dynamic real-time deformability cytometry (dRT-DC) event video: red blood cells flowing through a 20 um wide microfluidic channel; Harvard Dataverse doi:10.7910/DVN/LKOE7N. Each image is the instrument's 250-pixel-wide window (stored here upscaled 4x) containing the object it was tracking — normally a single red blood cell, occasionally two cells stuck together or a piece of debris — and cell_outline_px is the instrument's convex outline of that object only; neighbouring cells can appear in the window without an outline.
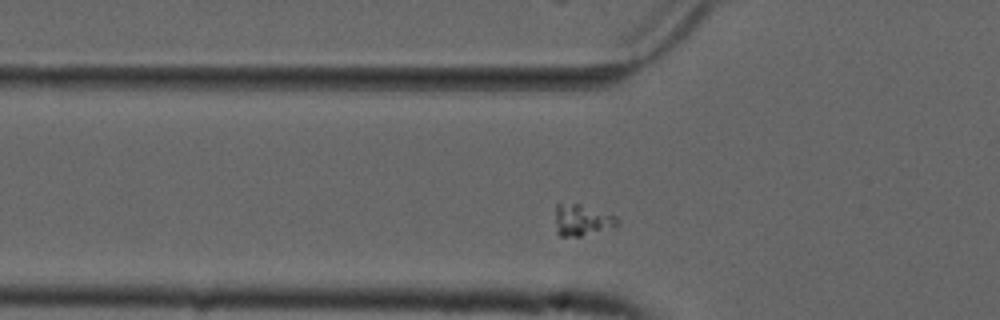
{"species": "common noctule bat (a hibernating species)", "species_latin": "Nyctalus noctula", "temperature_condition": "cold", "stored_images_in_passage": 44, "camera_frame_rate_fps": 3000, "um_per_image_px": 0.085, "animal": {"sex": "male", "forearm_length_mm": 52.5}, "frame": {"image": 1, "passage_image": 6, "time_ms": 1.667, "image_size_px": [1000, 320], "cell_outline_px": [[616, 224], [580, 236], [560, 236], [556, 232], [556, 204], [580, 204], [616, 216]], "centroid_in_image_um": [49.38, 18.69], "position_along_channel_um": 76.4, "area_um2": 10.69}}
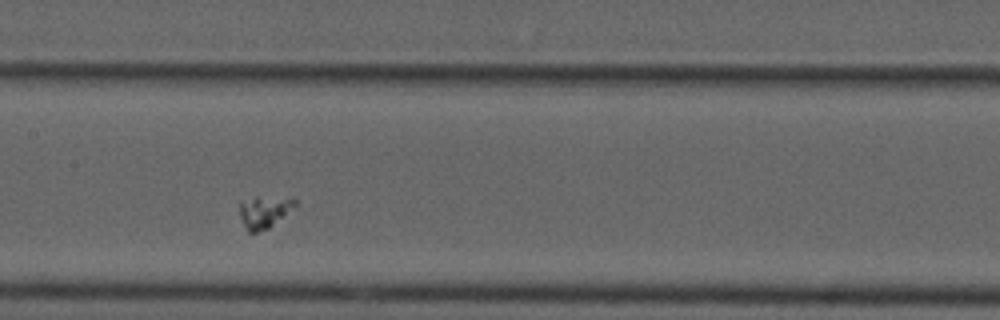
{"frame": {"image": 2, "passage_image": 15, "time_ms": 4.667, "image_size_px": [1000, 320], "cell_outline_px": [[296, 204], [268, 228], [256, 232], [248, 232], [240, 216], [240, 204], [256, 196], [292, 196], [296, 200]], "centroid_in_image_um": [22.49, 17.95], "position_along_channel_um": 184.9, "area_um2": 10.17}}
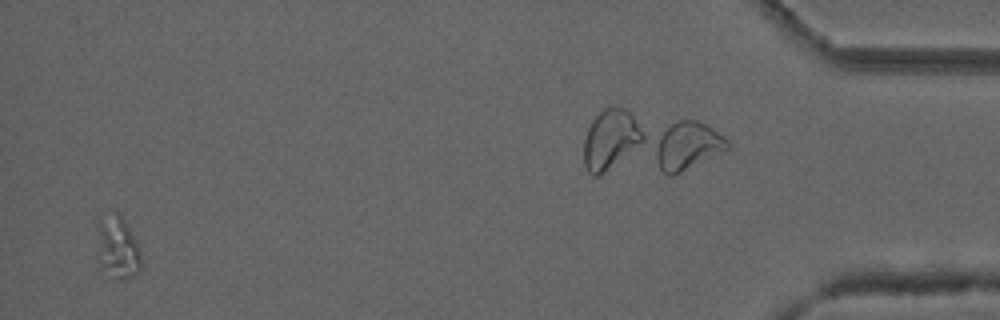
{"frame": {"image": 3, "passage_image": 42, "time_ms": 13.667, "image_size_px": [1000, 320], "cell_outline_px": [[140, 272], [124, 280], [120, 280], [112, 276], [100, 268], [96, 256], [96, 252], [100, 220], [116, 208], [120, 212], [140, 244]], "centroid_in_image_um": [10.0, 21.02], "position_along_channel_um": 425.2, "area_um2": 16.65}}